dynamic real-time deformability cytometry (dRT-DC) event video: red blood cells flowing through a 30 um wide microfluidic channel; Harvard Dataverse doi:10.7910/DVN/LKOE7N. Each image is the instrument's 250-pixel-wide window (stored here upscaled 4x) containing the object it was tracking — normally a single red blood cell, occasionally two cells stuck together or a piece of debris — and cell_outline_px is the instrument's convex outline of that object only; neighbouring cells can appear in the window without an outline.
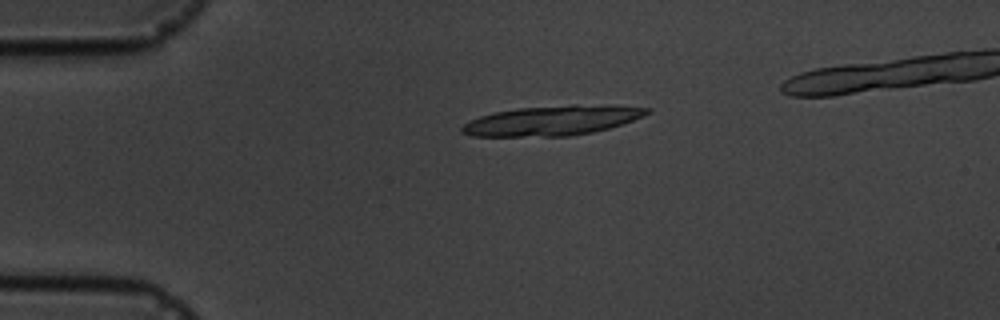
{"species": "common noctule bat (a hibernating species)", "species_latin": "Nyctalus noctula", "temperature_condition": "cold", "stored_images_in_passage": 4, "camera_frame_rate_fps": 3000, "um_per_image_px": 0.085, "animal": {"sex": "male", "body_mass_g": 19.5, "forearm_length_mm": 54.6}, "frame": {"image": 1, "passage_image": 2, "time_ms": 1.333, "image_size_px": [1000, 320], "cell_outline_px": [[652, 112], [632, 120], [608, 128], [592, 132], [568, 136], [472, 136], [460, 132], [460, 128], [468, 120], [480, 116], [496, 112], [520, 108], [572, 104], [612, 104], [652, 108]], "centroid_in_image_um": [46.98, 10.22], "position_along_channel_um": 38.0, "area_um2": 32.31}}